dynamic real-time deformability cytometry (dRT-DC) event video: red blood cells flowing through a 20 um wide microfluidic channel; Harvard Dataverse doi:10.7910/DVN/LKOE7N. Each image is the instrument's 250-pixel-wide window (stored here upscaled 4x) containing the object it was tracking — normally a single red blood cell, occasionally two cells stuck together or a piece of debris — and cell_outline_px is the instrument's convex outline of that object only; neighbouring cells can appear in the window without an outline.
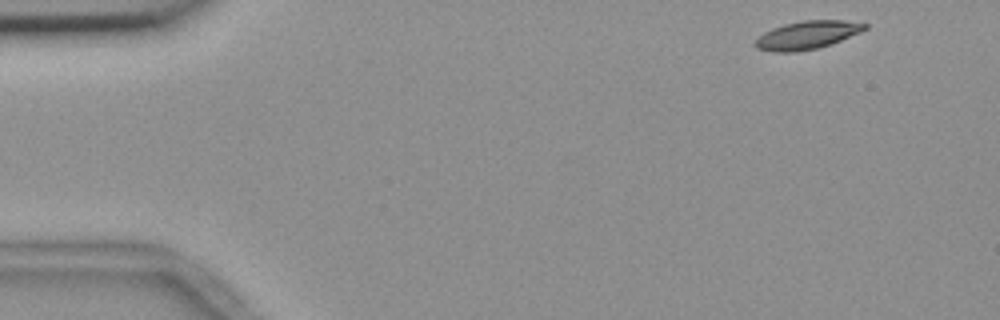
{"species": "common noctule bat (a hibernating species)", "species_latin": "Nyctalus noctula", "temperature_condition": "room temperature", "stored_images_in_passage": 51, "camera_frame_rate_fps": 3000, "um_per_image_px": 0.085, "animal": {"sex": "female", "body_mass_g": 18.4}, "frame": {"image": 1, "passage_image": 1, "time_ms": 0.0, "image_size_px": [1000, 320], "cell_outline_px": [[868, 28], [860, 32], [832, 44], [816, 48], [796, 52], [772, 52], [756, 48], [752, 44], [756, 36], [772, 28], [784, 24], [804, 20], [844, 20], [868, 24]], "centroid_in_image_um": [68.56, 2.98], "position_along_channel_um": 16.4, "area_um2": 18.21}}
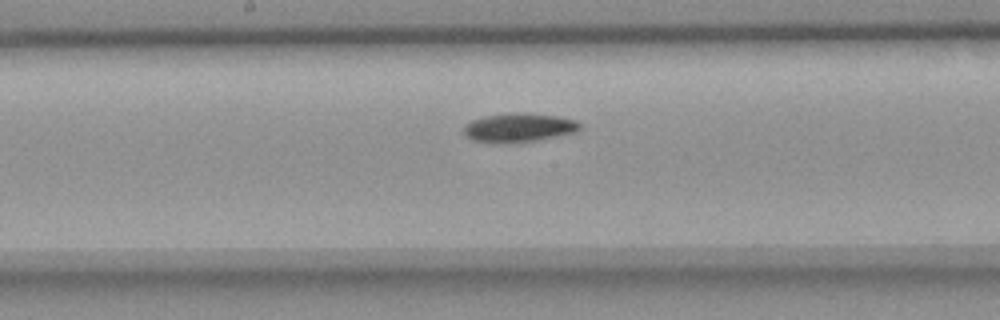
{"frame": {"image": 2, "passage_image": 25, "time_ms": 8.0, "image_size_px": [1000, 320], "cell_outline_px": [[580, 128], [576, 132], [520, 144], [488, 144], [472, 140], [464, 136], [464, 124], [472, 120], [484, 116], [512, 112], [524, 112], [560, 116], [576, 120], [580, 124]], "centroid_in_image_um": [44.06, 10.87], "position_along_channel_um": 204.1, "area_um2": 20.4}}
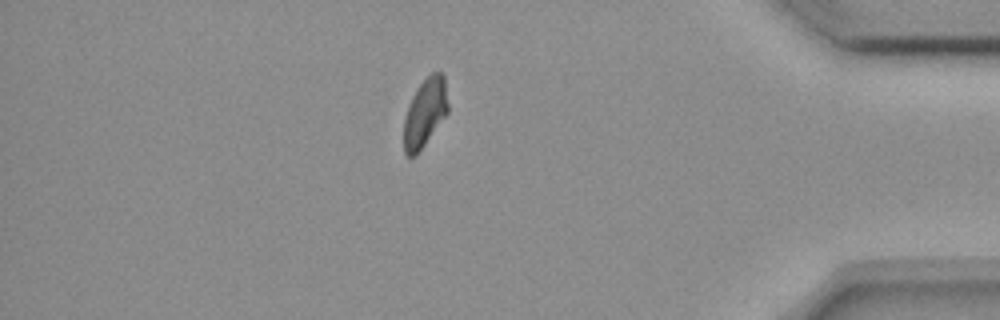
{"frame": {"image": 3, "passage_image": 44, "time_ms": 14.333, "image_size_px": [1000, 320], "cell_outline_px": [[448, 112], [416, 156], [408, 156], [404, 152], [404, 116], [408, 104], [416, 88], [432, 72], [444, 72], [448, 104]], "centroid_in_image_um": [36.12, 9.56], "position_along_channel_um": 399.1, "area_um2": 17.69}, "authors_computed_cell_mechanics": {"area_um2": 18.6116, "velocity_mm_per_s": 3.6516, "shape_relaxation_time_tau1_ms": 5.3753, "shape_relaxation_time_tau2_ms": null, "deformation_change_tau1": 0.1396, "deformation_change_tau2": null}}